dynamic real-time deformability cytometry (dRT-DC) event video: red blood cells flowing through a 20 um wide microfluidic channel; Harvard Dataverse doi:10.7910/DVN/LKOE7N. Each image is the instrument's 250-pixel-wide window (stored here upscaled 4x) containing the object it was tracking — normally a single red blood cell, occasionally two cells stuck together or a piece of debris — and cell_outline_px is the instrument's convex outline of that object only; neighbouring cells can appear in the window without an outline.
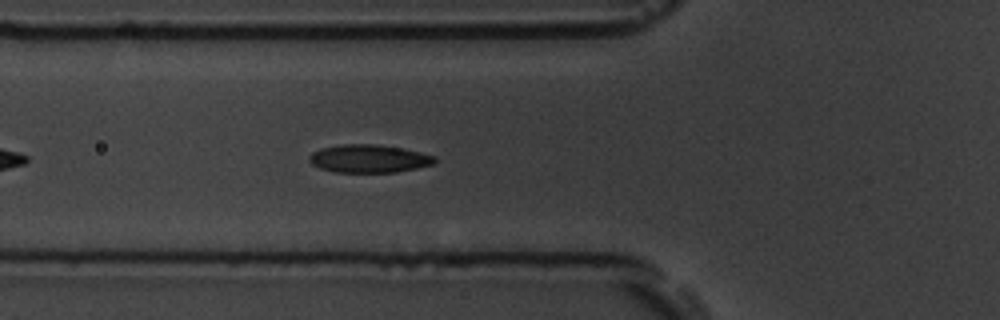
{"species": "common noctule bat (a hibernating species)", "species_latin": "Nyctalus noctula", "temperature_condition": "room temperature", "stored_images_in_passage": 43, "camera_frame_rate_fps": 3000, "um_per_image_px": 0.085, "animal": {"sex": "male", "body_mass_g": 19.5, "forearm_length_mm": 54.6}, "frame": {"image": 1, "passage_image": 8, "time_ms": 2.333, "image_size_px": [1000, 320], "cell_outline_px": [[436, 160], [432, 164], [416, 168], [396, 172], [336, 172], [320, 168], [312, 164], [308, 160], [308, 156], [312, 152], [320, 148], [340, 144], [376, 144], [404, 148], [436, 156]], "centroid_in_image_um": [31.33, 13.47], "position_along_channel_um": 94.5, "area_um2": 20.58}}
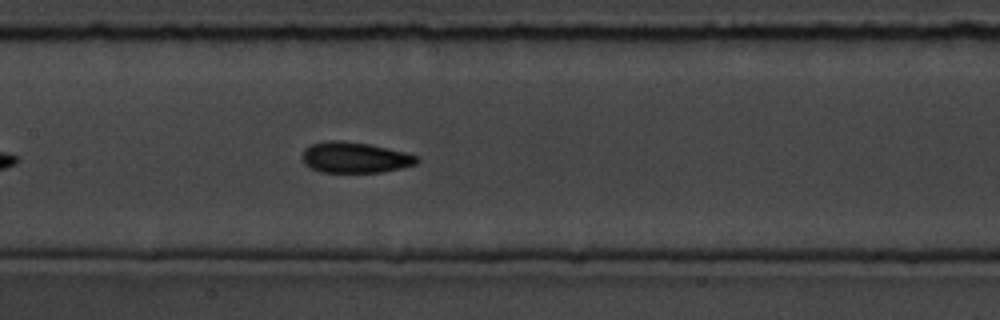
{"frame": {"image": 2, "passage_image": 15, "time_ms": 4.667, "image_size_px": [1000, 320], "cell_outline_px": [[420, 160], [416, 164], [400, 168], [380, 172], [320, 172], [304, 164], [304, 148], [312, 144], [328, 140], [340, 140], [368, 144], [404, 152], [416, 156]], "centroid_in_image_um": [30.15, 13.39], "position_along_channel_um": 177.2, "area_um2": 20.29}}
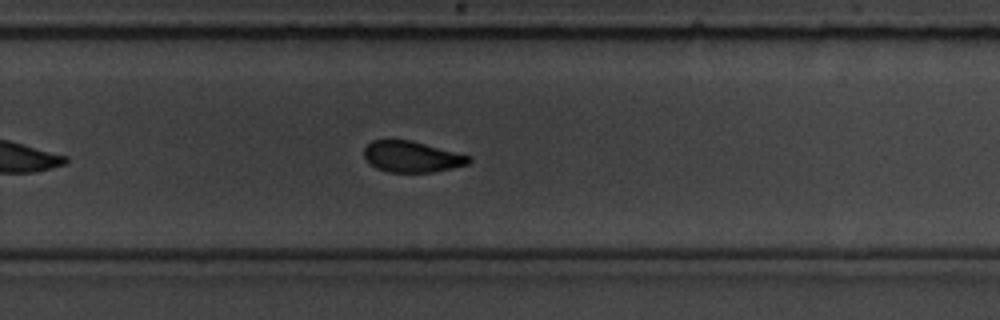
{"frame": {"image": 3, "passage_image": 25, "time_ms": 8.0, "image_size_px": [1000, 320], "cell_outline_px": [[472, 160], [468, 164], [452, 168], [432, 172], [388, 172], [376, 168], [364, 156], [364, 148], [372, 140], [412, 140], [472, 156]], "centroid_in_image_um": [35.04, 13.31], "position_along_channel_um": 294.8, "area_um2": 18.96}, "authors_computed_cell_mechanics": {"area_um2": 19.8832, "velocity_mm_per_s": 3.5362, "shape_relaxation_time_tau1_ms": 4.1303, "shape_relaxation_time_tau2_ms": 1.3613, "deformation_change_tau1": 0.1054, "deformation_change_tau2": 0.0523}}